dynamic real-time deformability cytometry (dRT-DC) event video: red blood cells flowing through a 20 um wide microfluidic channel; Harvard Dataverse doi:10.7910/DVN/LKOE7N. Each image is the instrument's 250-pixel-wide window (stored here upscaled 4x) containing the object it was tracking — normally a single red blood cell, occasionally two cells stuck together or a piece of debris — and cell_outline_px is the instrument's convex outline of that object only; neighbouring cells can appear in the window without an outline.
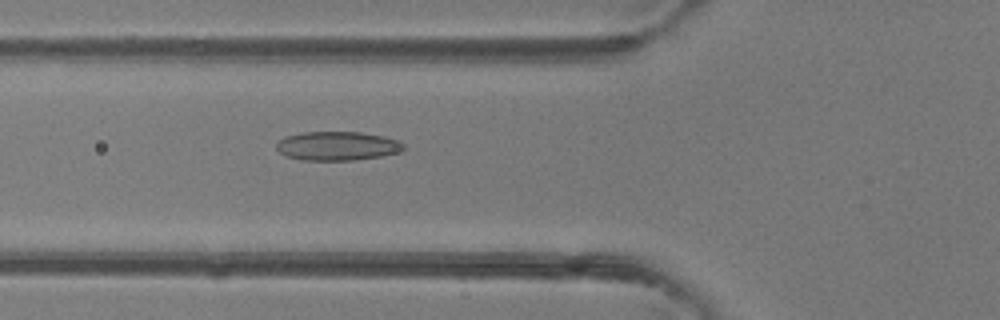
{"species": "common noctule bat (a hibernating species)", "species_latin": "Nyctalus noctula", "temperature_condition": "room temperature", "stored_images_in_passage": 46, "camera_frame_rate_fps": 3000, "um_per_image_px": 0.085, "animal": {"sex": "female"}, "frame": {"image": 1, "passage_image": 16, "time_ms": 5.0, "image_size_px": [1000, 320], "cell_outline_px": [[404, 148], [396, 152], [380, 156], [352, 160], [304, 160], [288, 156], [280, 152], [276, 148], [276, 144], [284, 136], [300, 132], [360, 132], [384, 136], [400, 140], [404, 144]], "centroid_in_image_um": [28.66, 12.39], "position_along_channel_um": 97.1, "area_um2": 21.33}}
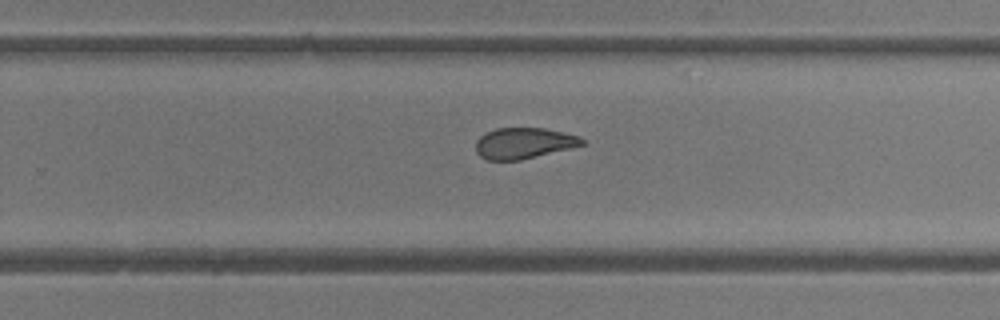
{"frame": {"image": 2, "passage_image": 29, "time_ms": 9.333, "image_size_px": [1000, 320], "cell_outline_px": [[584, 144], [520, 160], [488, 160], [480, 156], [476, 152], [476, 140], [484, 132], [496, 128], [544, 128], [564, 132], [580, 136], [584, 140]], "centroid_in_image_um": [44.48, 12.15], "position_along_channel_um": 285.3, "area_um2": 19.07}}
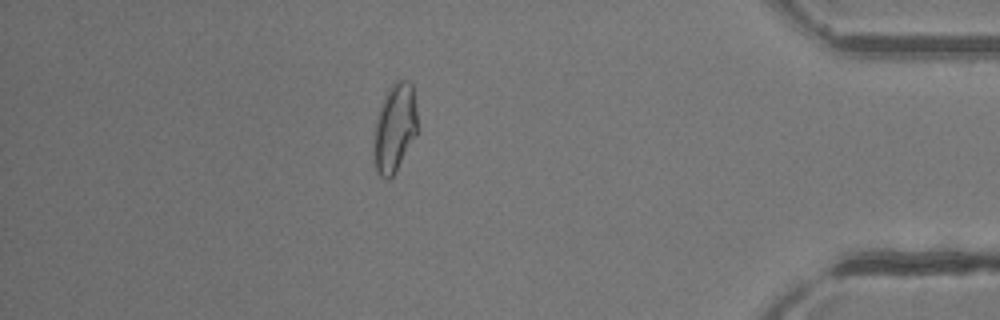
{"frame": {"image": 3, "passage_image": 40, "time_ms": 13.0, "image_size_px": [1000, 320], "cell_outline_px": [[416, 136], [396, 172], [388, 180], [384, 180], [380, 176], [372, 160], [372, 148], [376, 116], [380, 104], [388, 88], [396, 80], [408, 80], [412, 84], [416, 108]], "centroid_in_image_um": [33.51, 10.91], "position_along_channel_um": 401.7, "area_um2": 23.0}, "authors_computed_cell_mechanics": {"area_um2": 22.0796, "velocity_mm_per_s": 4.3341, "shape_relaxation_time_tau1_ms": 6.4594, "shape_relaxation_time_tau2_ms": 1.6372, "deformation_change_tau1": 0.1518, "deformation_change_tau2": 0.0737}}